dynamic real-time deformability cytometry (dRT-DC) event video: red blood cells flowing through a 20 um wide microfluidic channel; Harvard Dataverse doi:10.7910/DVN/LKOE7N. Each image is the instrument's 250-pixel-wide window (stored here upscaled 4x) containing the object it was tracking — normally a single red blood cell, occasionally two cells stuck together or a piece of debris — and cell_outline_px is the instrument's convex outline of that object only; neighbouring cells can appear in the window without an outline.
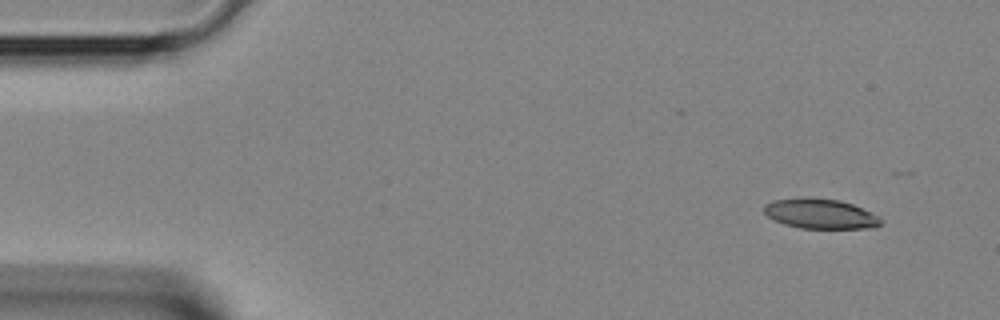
{"species": "Egyptian fruit bat (a non-hibernating species)", "species_latin": "Rousettus aegyptiacus", "temperature_condition": "room temperature", "stored_images_in_passage": 37, "camera_frame_rate_fps": 3000, "um_per_image_px": 0.085, "animal": {"sex": "female"}, "frame": {"image": 1, "passage_image": 1, "time_ms": 0.0, "image_size_px": [1000, 320], "cell_outline_px": [[880, 224], [876, 228], [800, 228], [784, 224], [768, 216], [764, 212], [764, 204], [772, 200], [800, 196], [812, 196], [840, 200], [852, 204], [876, 216], [880, 220]], "centroid_in_image_um": [69.65, 18.14], "position_along_channel_um": 15.3, "area_um2": 20.46}}
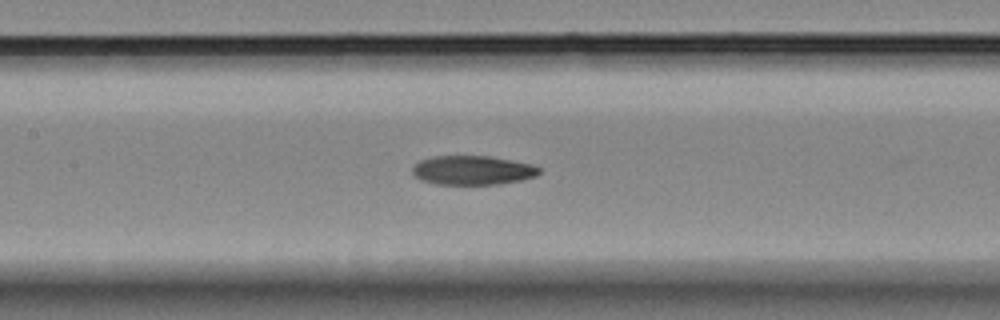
{"frame": {"image": 2, "passage_image": 16, "time_ms": 5.0, "image_size_px": [1000, 320], "cell_outline_px": [[540, 172], [536, 176], [520, 180], [500, 184], [436, 184], [420, 180], [412, 176], [412, 168], [420, 160], [432, 156], [488, 156], [512, 160], [532, 164], [540, 168]], "centroid_in_image_um": [40.14, 14.47], "position_along_channel_um": 167.3, "area_um2": 21.62}}
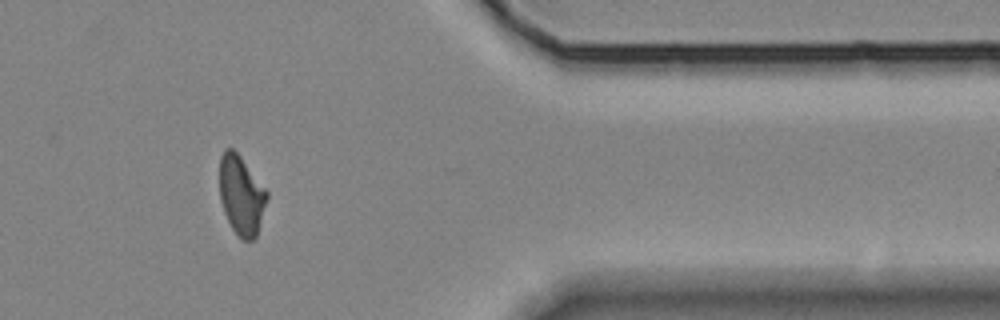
{"frame": {"image": 3, "passage_image": 31, "time_ms": 10.0, "image_size_px": [1000, 320], "cell_outline_px": [[268, 196], [256, 236], [252, 240], [244, 240], [232, 228], [224, 212], [220, 200], [220, 156], [224, 148], [232, 148], [240, 156], [268, 192]], "centroid_in_image_um": [20.5, 16.56], "position_along_channel_um": 390.9, "area_um2": 21.5}}